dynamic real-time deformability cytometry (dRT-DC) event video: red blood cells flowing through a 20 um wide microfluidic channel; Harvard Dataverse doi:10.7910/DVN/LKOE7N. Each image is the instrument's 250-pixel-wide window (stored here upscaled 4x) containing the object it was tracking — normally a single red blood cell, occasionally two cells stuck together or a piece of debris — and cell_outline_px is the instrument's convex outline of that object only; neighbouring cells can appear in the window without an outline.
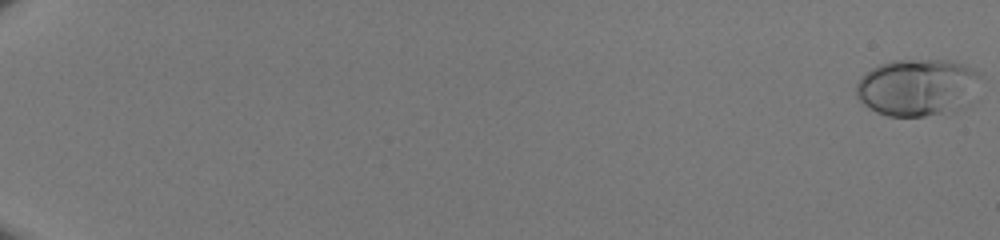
{"species": "human", "species_latin": "Homo sapiens", "temperature_condition": "room temperature", "stored_images_in_passage": 52, "camera_frame_rate_fps": 3000, "um_per_image_px": 0.085, "donor": {"sex": "male"}, "frame": {"image": 1, "passage_image": 1, "time_ms": 0.0, "image_size_px": [1000, 240], "cell_outline_px": [[980, 76], [960, 108], [956, 112], [924, 116], [888, 116], [876, 112], [864, 104], [856, 96], [856, 84], [860, 76], [872, 68], [880, 64], [892, 60], [948, 60], [964, 64], [980, 72]], "centroid_in_image_um": [77.9, 7.42], "position_along_channel_um": 7.1, "area_um2": 40.98}}
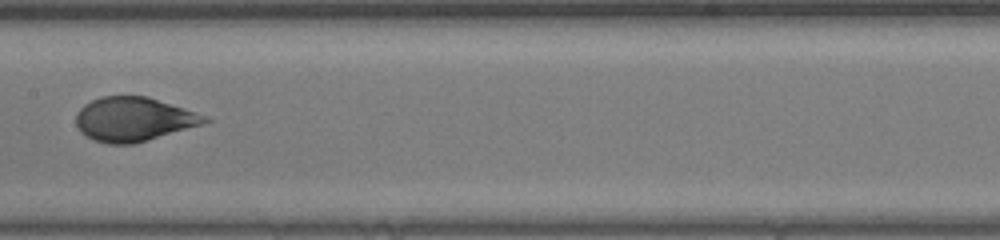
{"frame": {"image": 2, "passage_image": 31, "time_ms": 10.0, "image_size_px": [1000, 240], "cell_outline_px": [[212, 120], [200, 124], [132, 144], [108, 144], [96, 140], [80, 132], [76, 124], [76, 112], [84, 104], [100, 96], [148, 96], [196, 112]], "centroid_in_image_um": [11.3, 10.11], "position_along_channel_um": 196.1, "area_um2": 32.54}}
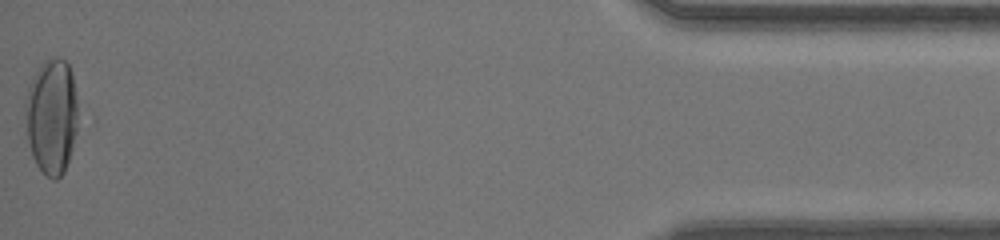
{"frame": {"image": 3, "passage_image": 52, "time_ms": 17.0, "image_size_px": [1000, 240], "cell_outline_px": [[84, 120], [64, 172], [56, 180], [52, 180], [36, 164], [32, 156], [28, 140], [24, 108], [28, 88], [32, 76], [40, 64], [44, 60], [60, 56], [68, 64], [72, 72]], "centroid_in_image_um": [4.48, 9.87], "position_along_channel_um": 430.7, "area_um2": 37.34}}